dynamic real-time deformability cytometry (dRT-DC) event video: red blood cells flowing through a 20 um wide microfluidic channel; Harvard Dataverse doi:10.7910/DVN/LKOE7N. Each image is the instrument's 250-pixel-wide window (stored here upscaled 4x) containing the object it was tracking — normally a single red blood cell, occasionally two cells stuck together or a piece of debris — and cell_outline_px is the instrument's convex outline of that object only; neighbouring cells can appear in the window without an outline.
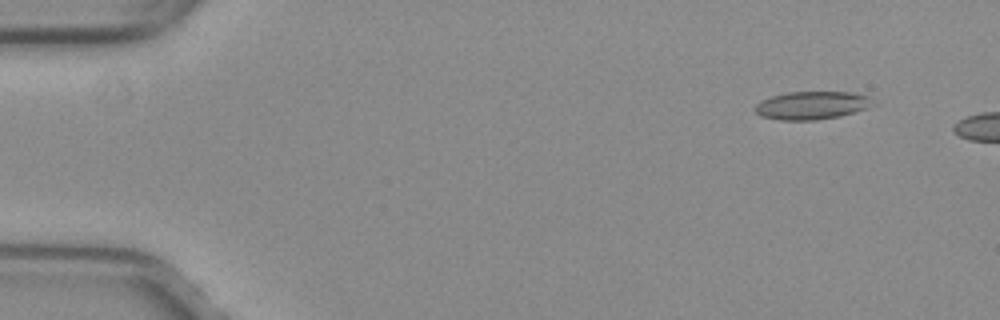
{"species": "common noctule bat (a hibernating species)", "species_latin": "Nyctalus noctula", "temperature_condition": "warm", "stored_images_in_passage": 6, "camera_frame_rate_fps": 3000, "um_per_image_px": 0.085, "animal": {"sex": "female", "body_mass_g": 29.2, "forearm_length_mm": 56.3}, "frame": {"image": 1, "passage_image": 1, "time_ms": 0.0, "image_size_px": [1000, 320], "cell_outline_px": [[872, 104], [864, 108], [840, 116], [816, 120], [780, 120], [760, 116], [756, 112], [756, 104], [760, 100], [772, 96], [788, 92], [852, 92], [868, 96]], "centroid_in_image_um": [68.94, 8.95], "position_along_channel_um": 16.1, "area_um2": 18.96}}